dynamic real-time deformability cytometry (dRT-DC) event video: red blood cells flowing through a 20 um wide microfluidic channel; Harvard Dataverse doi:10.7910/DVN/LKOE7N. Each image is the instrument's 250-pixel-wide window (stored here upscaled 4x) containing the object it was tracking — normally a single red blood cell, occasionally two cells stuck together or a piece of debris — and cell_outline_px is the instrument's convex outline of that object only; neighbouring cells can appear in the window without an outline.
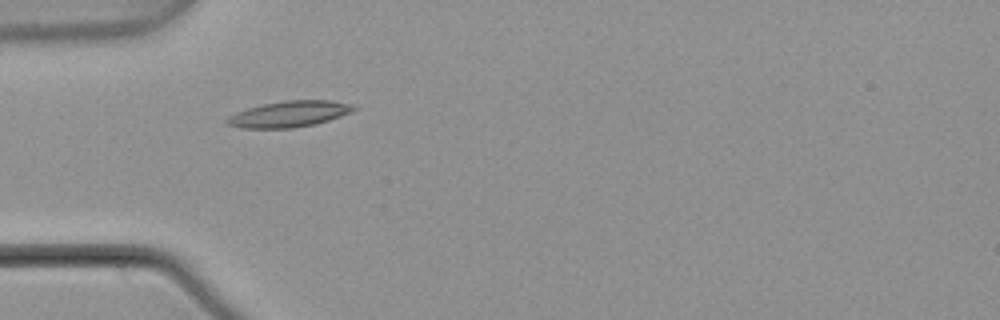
{"species": "common noctule bat (a hibernating species)", "species_latin": "Nyctalus noctula", "temperature_condition": "warm", "stored_images_in_passage": 3, "camera_frame_rate_fps": 3000, "um_per_image_px": 0.085, "animal": {"sex": "male", "body_mass_g": 21.5, "forearm_length_mm": 52.0}, "frame": {"image": 1, "passage_image": 2, "time_ms": 0.333, "image_size_px": [1000, 320], "cell_outline_px": [[356, 108], [352, 112], [316, 124], [292, 128], [240, 128], [228, 124], [224, 120], [228, 116], [236, 112], [248, 108], [264, 104], [284, 100], [332, 100], [352, 104]], "centroid_in_image_um": [24.57, 9.69], "position_along_channel_um": 60.4, "area_um2": 19.25}}
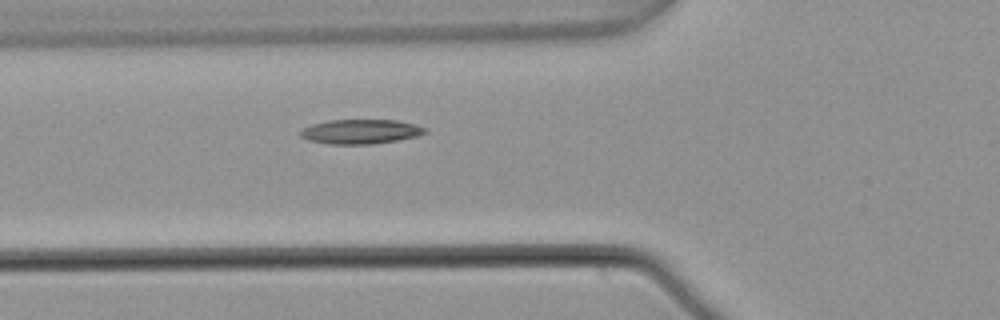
{"frame": {"image": 2, "passage_image": 3, "time_ms": 0.667, "image_size_px": [1000, 320], "cell_outline_px": [[428, 132], [416, 136], [400, 140], [372, 144], [328, 144], [308, 140], [300, 136], [300, 132], [304, 128], [312, 124], [328, 120], [396, 120], [416, 124], [428, 128]], "centroid_in_image_um": [30.69, 11.18], "position_along_channel_um": 95.1, "area_um2": 17.92}}